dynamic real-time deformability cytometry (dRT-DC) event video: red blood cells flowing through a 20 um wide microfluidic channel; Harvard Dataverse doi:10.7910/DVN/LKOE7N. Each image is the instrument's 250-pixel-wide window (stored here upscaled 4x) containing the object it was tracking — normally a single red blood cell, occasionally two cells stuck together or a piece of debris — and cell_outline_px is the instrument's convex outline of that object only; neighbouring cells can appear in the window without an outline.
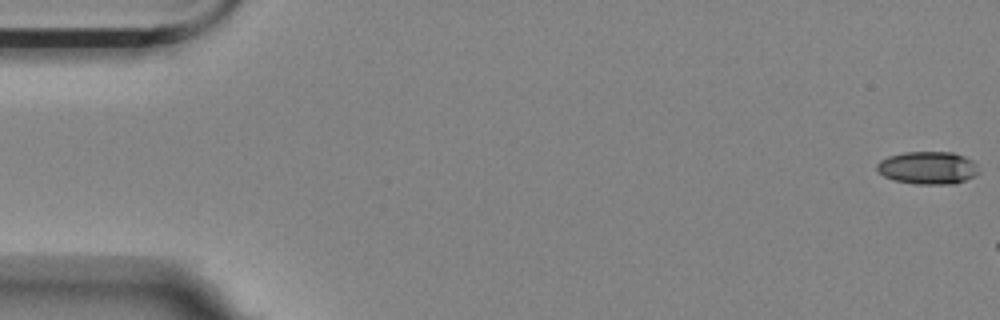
{"species": "Egyptian fruit bat (a non-hibernating species)", "species_latin": "Rousettus aegyptiacus", "temperature_condition": "room temperature", "stored_images_in_passage": 3, "camera_frame_rate_fps": 3000, "um_per_image_px": 0.085, "animal": {"sex": "female"}, "frame": {"image": 1, "passage_image": 1, "time_ms": 0.0, "image_size_px": [1000, 320], "cell_outline_px": [[980, 172], [976, 176], [952, 184], [916, 184], [896, 180], [884, 176], [876, 168], [876, 164], [880, 160], [888, 156], [904, 152], [952, 152], [964, 156], [972, 160], [976, 164]], "centroid_in_image_um": [78.88, 14.26], "position_along_channel_um": 6.1, "area_um2": 19.42}}